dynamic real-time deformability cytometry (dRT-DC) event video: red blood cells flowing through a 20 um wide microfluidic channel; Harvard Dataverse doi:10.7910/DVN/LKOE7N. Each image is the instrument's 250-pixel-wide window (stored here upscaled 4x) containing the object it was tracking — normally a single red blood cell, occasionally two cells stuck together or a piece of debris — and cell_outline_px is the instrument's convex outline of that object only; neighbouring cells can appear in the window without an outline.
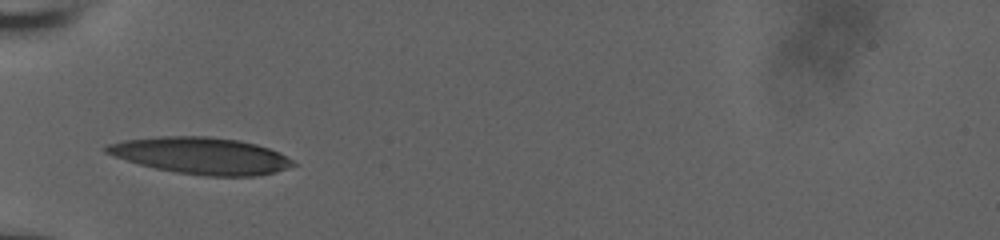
{"species": "human", "species_latin": "Homo sapiens", "temperature_condition": "room temperature", "stored_images_in_passage": 7, "camera_frame_rate_fps": 3000, "um_per_image_px": 0.085, "donor": {"sex": "male"}, "frame": {"image": 1, "passage_image": 1, "time_ms": 0.0, "image_size_px": [1000, 240], "cell_outline_px": [[300, 164], [276, 172], [260, 176], [204, 176], [176, 172], [156, 168], [140, 164], [104, 152], [104, 144], [124, 140], [160, 136], [208, 136], [240, 140], [256, 144], [280, 152]], "centroid_in_image_um": [17.15, 13.23], "position_along_channel_um": 67.8, "area_um2": 40.11}}
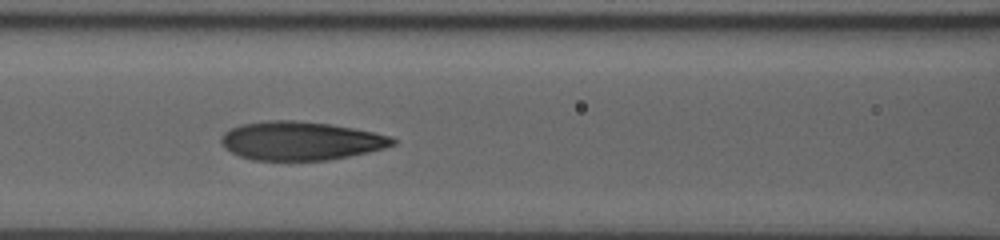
{"frame": {"image": 2, "passage_image": 5, "time_ms": 1.333, "image_size_px": [1000, 240], "cell_outline_px": [[396, 144], [384, 148], [368, 152], [328, 160], [252, 160], [240, 156], [224, 148], [220, 140], [220, 136], [224, 132], [240, 124], [268, 120], [292, 120], [328, 124], [352, 128], [392, 136], [396, 140]], "centroid_in_image_um": [25.53, 11.97], "position_along_channel_um": 141.1, "area_um2": 38.49}}
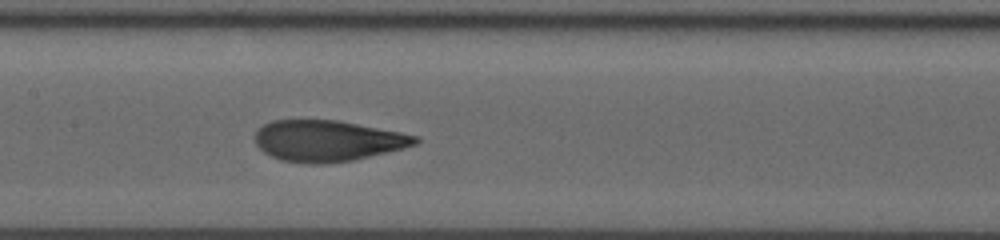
{"frame": {"image": 3, "passage_image": 7, "time_ms": 2.0, "image_size_px": [1000, 240], "cell_outline_px": [[420, 140], [416, 144], [404, 148], [352, 160], [320, 164], [308, 164], [280, 160], [264, 152], [256, 144], [256, 132], [264, 124], [272, 120], [336, 120], [400, 132], [420, 136]], "centroid_in_image_um": [27.85, 11.97], "position_along_channel_um": 179.6, "area_um2": 38.09}}